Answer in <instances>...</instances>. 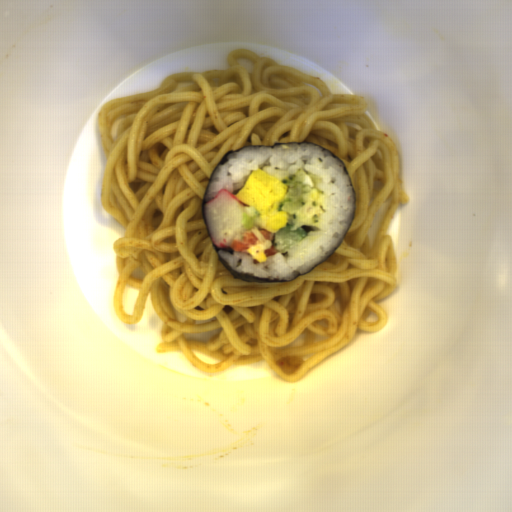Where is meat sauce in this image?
Returning <instances> with one entry per match:
<instances>
[{"instance_id": "obj_1", "label": "meat sauce", "mask_w": 512, "mask_h": 512, "mask_svg": "<svg viewBox=\"0 0 512 512\" xmlns=\"http://www.w3.org/2000/svg\"><path fill=\"white\" fill-rule=\"evenodd\" d=\"M305 362L304 357L291 355L279 358L275 363L285 375L294 374Z\"/></svg>"}, {"instance_id": "obj_2", "label": "meat sauce", "mask_w": 512, "mask_h": 512, "mask_svg": "<svg viewBox=\"0 0 512 512\" xmlns=\"http://www.w3.org/2000/svg\"><path fill=\"white\" fill-rule=\"evenodd\" d=\"M223 312H225L226 314H230L234 309L233 307L229 306V305H225L223 308H222Z\"/></svg>"}]
</instances>
